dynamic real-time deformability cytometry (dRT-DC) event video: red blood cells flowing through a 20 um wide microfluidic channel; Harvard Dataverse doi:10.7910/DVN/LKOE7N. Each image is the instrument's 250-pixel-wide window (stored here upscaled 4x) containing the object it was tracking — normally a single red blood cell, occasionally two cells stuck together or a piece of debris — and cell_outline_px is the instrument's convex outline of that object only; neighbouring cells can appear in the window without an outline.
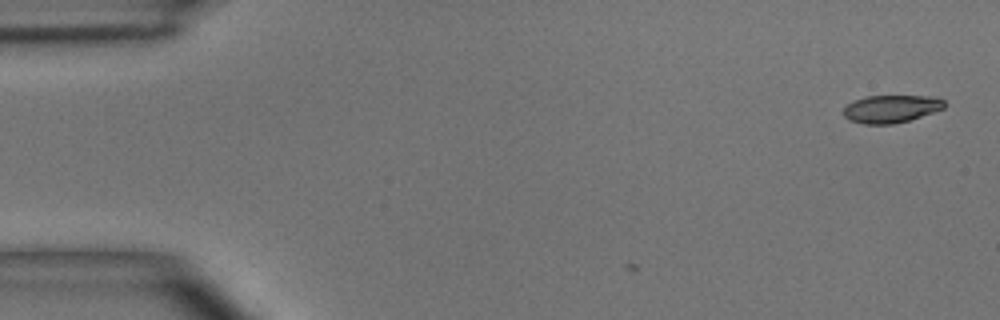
{"species": "common noctule bat (a hibernating species)", "species_latin": "Nyctalus noctula", "temperature_condition": "room temperature", "stored_images_in_passage": 2, "camera_frame_rate_fps": 3000, "um_per_image_px": 0.085, "animal": {"sex": "male", "body_mass_g": 15.6}, "frame": {"image": 1, "passage_image": 2, "time_ms": 1.333, "image_size_px": [1000, 320], "cell_outline_px": [[944, 108], [908, 120], [892, 124], [864, 124], [848, 120], [844, 116], [844, 108], [848, 104], [856, 100], [868, 96], [936, 96], [944, 100]], "centroid_in_image_um": [75.74, 9.25], "position_along_channel_um": 9.3, "area_um2": 16.07}}